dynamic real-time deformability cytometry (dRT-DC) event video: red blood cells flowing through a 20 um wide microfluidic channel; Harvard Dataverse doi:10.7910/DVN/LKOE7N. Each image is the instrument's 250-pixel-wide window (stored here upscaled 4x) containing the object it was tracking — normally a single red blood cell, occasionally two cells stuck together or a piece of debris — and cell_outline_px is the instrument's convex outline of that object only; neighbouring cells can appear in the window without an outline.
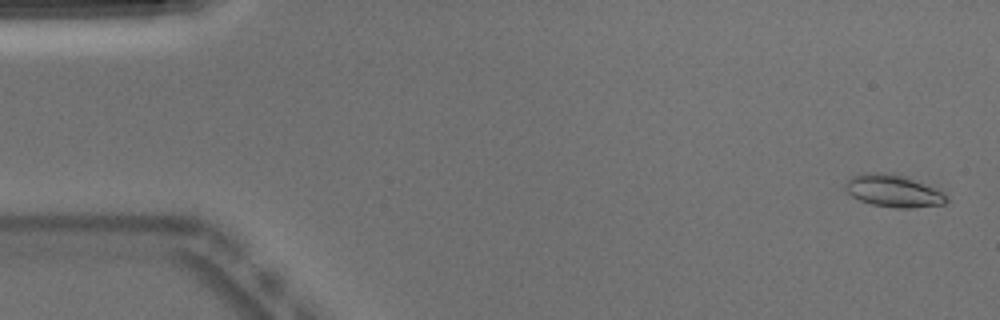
{"species": "Egyptian fruit bat (a non-hibernating species)", "species_latin": "Rousettus aegyptiacus", "temperature_condition": "warm", "stored_images_in_passage": 51, "camera_frame_rate_fps": 3000, "um_per_image_px": 0.085, "animal": {"sex": "male"}, "frame": {"image": 1, "passage_image": 2, "time_ms": 0.333, "image_size_px": [1000, 320], "cell_outline_px": [[948, 200], [944, 204], [908, 208], [896, 208], [872, 204], [860, 200], [852, 196], [844, 188], [844, 184], [852, 176], [872, 172], [880, 172], [900, 176], [912, 180], [932, 188], [940, 192]], "centroid_in_image_um": [75.86, 16.24], "position_along_channel_um": 9.1, "area_um2": 18.26}}
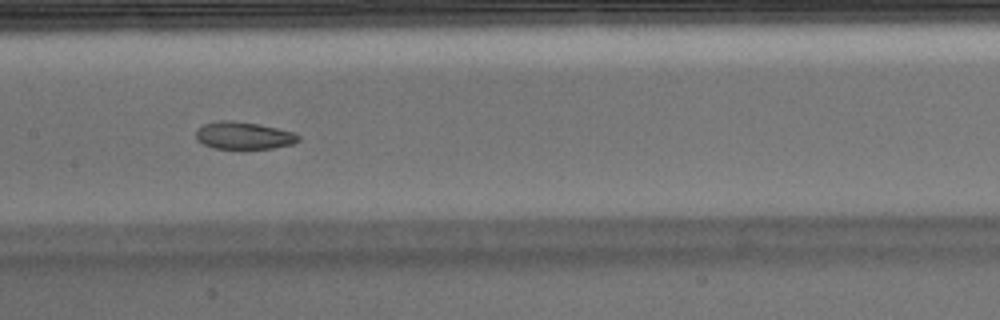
{"frame": {"image": 2, "passage_image": 25, "time_ms": 8.0, "image_size_px": [1000, 320], "cell_outline_px": [[300, 140], [292, 144], [272, 148], [212, 148], [196, 140], [196, 132], [204, 124], [220, 120], [232, 120], [256, 124], [296, 132], [300, 136]], "centroid_in_image_um": [20.73, 11.52], "position_along_channel_um": 186.7, "area_um2": 16.18}}
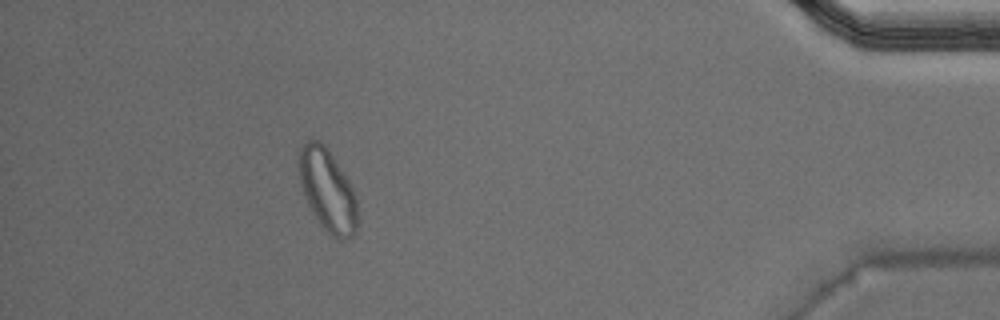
{"frame": {"image": 3, "passage_image": 46, "time_ms": 15.0, "image_size_px": [1000, 320], "cell_outline_px": [[356, 232], [348, 240], [340, 240], [332, 236], [324, 228], [312, 212], [308, 204], [300, 180], [300, 148], [308, 140], [320, 140], [324, 144], [348, 180], [356, 196]], "centroid_in_image_um": [27.86, 16.2], "position_along_channel_um": 407.3, "area_um2": 27.34}, "authors_computed_cell_mechanics": {"area_um2": 17.8602, "velocity_mm_per_s": 3.9443, "shape_relaxation_time_tau1_ms": null, "shape_relaxation_time_tau2_ms": 2.6167, "deformation_change_tau1": null, "deformation_change_tau2": 0.0788}}